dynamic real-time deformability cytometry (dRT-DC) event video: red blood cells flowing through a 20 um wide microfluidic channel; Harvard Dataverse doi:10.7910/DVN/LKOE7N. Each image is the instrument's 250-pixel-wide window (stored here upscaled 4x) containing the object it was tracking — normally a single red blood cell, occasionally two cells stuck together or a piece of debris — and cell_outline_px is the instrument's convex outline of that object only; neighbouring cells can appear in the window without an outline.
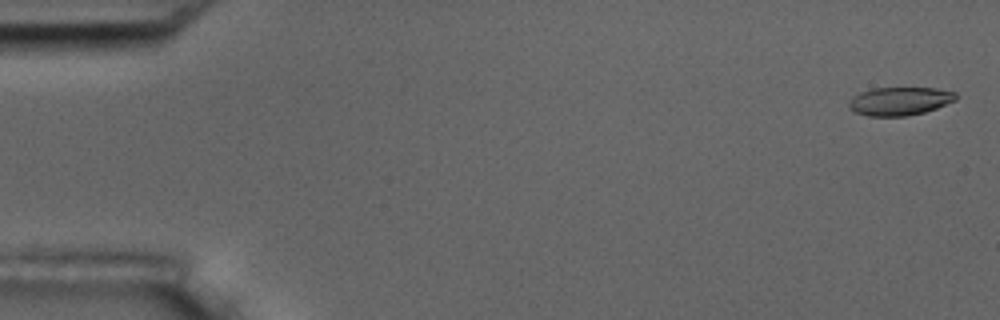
{"species": "common noctule bat (a hibernating species)", "species_latin": "Nyctalus noctula", "temperature_condition": "room temperature", "stored_images_in_passage": 6, "camera_frame_rate_fps": 3000, "um_per_image_px": 0.085, "animal": {"sex": "male", "body_mass_g": 17.5, "forearm_length_mm": 52.3}, "frame": {"image": 1, "passage_image": 1, "time_ms": 0.0, "image_size_px": [1000, 320], "cell_outline_px": [[956, 100], [936, 108], [924, 112], [908, 116], [868, 116], [856, 112], [848, 108], [848, 104], [852, 96], [860, 92], [872, 88], [936, 88], [956, 92]], "centroid_in_image_um": [76.45, 8.59], "position_along_channel_um": 8.5, "area_um2": 17.69}}
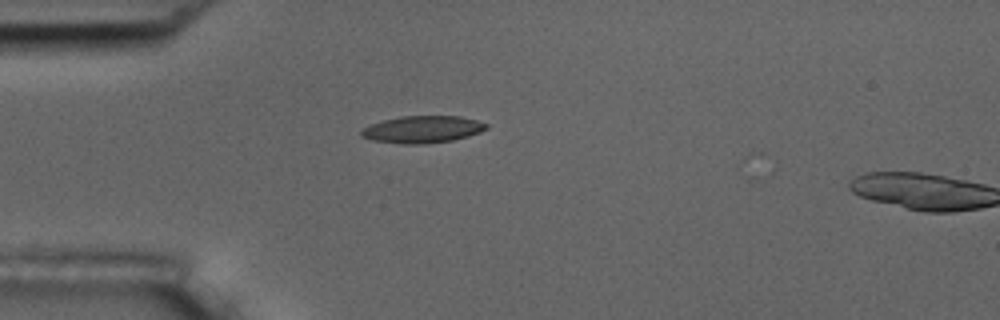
{"frame": {"image": 2, "passage_image": 5, "time_ms": 1.333, "image_size_px": [1000, 320], "cell_outline_px": [[488, 128], [480, 132], [468, 136], [452, 140], [424, 144], [404, 144], [372, 140], [360, 136], [360, 132], [364, 128], [372, 124], [384, 120], [400, 116], [460, 116], [476, 120], [488, 124]], "centroid_in_image_um": [35.92, 11.0], "position_along_channel_um": 49.1, "area_um2": 19.65}}